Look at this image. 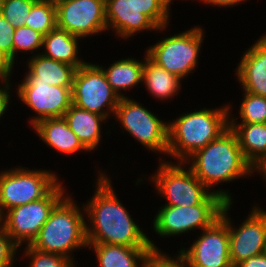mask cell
I'll list each match as a JSON object with an SVG mask.
<instances>
[{"label":"cell","instance_id":"cell-1","mask_svg":"<svg viewBox=\"0 0 266 267\" xmlns=\"http://www.w3.org/2000/svg\"><path fill=\"white\" fill-rule=\"evenodd\" d=\"M98 176L94 196L82 206L90 222V227L86 223L87 243L159 249L131 218L106 174Z\"/></svg>","mask_w":266,"mask_h":267},{"label":"cell","instance_id":"cell-2","mask_svg":"<svg viewBox=\"0 0 266 267\" xmlns=\"http://www.w3.org/2000/svg\"><path fill=\"white\" fill-rule=\"evenodd\" d=\"M184 163H191L189 168L208 189L255 172L230 127L217 139L190 155Z\"/></svg>","mask_w":266,"mask_h":267},{"label":"cell","instance_id":"cell-3","mask_svg":"<svg viewBox=\"0 0 266 267\" xmlns=\"http://www.w3.org/2000/svg\"><path fill=\"white\" fill-rule=\"evenodd\" d=\"M231 107L229 104L218 109L203 108L169 121L167 155L185 162L194 152L217 139L229 128Z\"/></svg>","mask_w":266,"mask_h":267},{"label":"cell","instance_id":"cell-4","mask_svg":"<svg viewBox=\"0 0 266 267\" xmlns=\"http://www.w3.org/2000/svg\"><path fill=\"white\" fill-rule=\"evenodd\" d=\"M64 196L50 212L31 246L36 250L59 254L73 260V250L88 247L86 220L71 196Z\"/></svg>","mask_w":266,"mask_h":267},{"label":"cell","instance_id":"cell-5","mask_svg":"<svg viewBox=\"0 0 266 267\" xmlns=\"http://www.w3.org/2000/svg\"><path fill=\"white\" fill-rule=\"evenodd\" d=\"M157 173L152 177L156 191L171 206H192L201 204L212 192L221 196L226 202H233L226 190H210L194 175L185 163L166 162L162 160Z\"/></svg>","mask_w":266,"mask_h":267},{"label":"cell","instance_id":"cell-6","mask_svg":"<svg viewBox=\"0 0 266 267\" xmlns=\"http://www.w3.org/2000/svg\"><path fill=\"white\" fill-rule=\"evenodd\" d=\"M226 201L211 193L201 204L192 206L164 205L155 214L153 230L163 237L181 235L194 229L210 227L220 218Z\"/></svg>","mask_w":266,"mask_h":267},{"label":"cell","instance_id":"cell-7","mask_svg":"<svg viewBox=\"0 0 266 267\" xmlns=\"http://www.w3.org/2000/svg\"><path fill=\"white\" fill-rule=\"evenodd\" d=\"M60 180L50 170L11 168L0 173V217L13 207L45 197Z\"/></svg>","mask_w":266,"mask_h":267},{"label":"cell","instance_id":"cell-8","mask_svg":"<svg viewBox=\"0 0 266 267\" xmlns=\"http://www.w3.org/2000/svg\"><path fill=\"white\" fill-rule=\"evenodd\" d=\"M204 31L194 27L185 32L162 38L145 51L148 57L169 73L184 79L197 66Z\"/></svg>","mask_w":266,"mask_h":267},{"label":"cell","instance_id":"cell-9","mask_svg":"<svg viewBox=\"0 0 266 267\" xmlns=\"http://www.w3.org/2000/svg\"><path fill=\"white\" fill-rule=\"evenodd\" d=\"M64 194L60 181L45 197L7 210L0 217V225L19 247L25 241L27 245H31Z\"/></svg>","mask_w":266,"mask_h":267},{"label":"cell","instance_id":"cell-10","mask_svg":"<svg viewBox=\"0 0 266 267\" xmlns=\"http://www.w3.org/2000/svg\"><path fill=\"white\" fill-rule=\"evenodd\" d=\"M71 93L73 105L106 118L115 114L121 98L108 83L102 68L88 62L76 69Z\"/></svg>","mask_w":266,"mask_h":267},{"label":"cell","instance_id":"cell-11","mask_svg":"<svg viewBox=\"0 0 266 267\" xmlns=\"http://www.w3.org/2000/svg\"><path fill=\"white\" fill-rule=\"evenodd\" d=\"M114 117L146 149L167 154L168 122H163L142 104L127 96L120 98Z\"/></svg>","mask_w":266,"mask_h":267},{"label":"cell","instance_id":"cell-12","mask_svg":"<svg viewBox=\"0 0 266 267\" xmlns=\"http://www.w3.org/2000/svg\"><path fill=\"white\" fill-rule=\"evenodd\" d=\"M55 5L59 29L80 38L108 31L105 0H62Z\"/></svg>","mask_w":266,"mask_h":267},{"label":"cell","instance_id":"cell-13","mask_svg":"<svg viewBox=\"0 0 266 267\" xmlns=\"http://www.w3.org/2000/svg\"><path fill=\"white\" fill-rule=\"evenodd\" d=\"M231 205L232 202H226L221 217L228 223L231 264L237 265L243 260L262 254L266 235V212L255 206L247 219L239 227H235L227 216Z\"/></svg>","mask_w":266,"mask_h":267},{"label":"cell","instance_id":"cell-14","mask_svg":"<svg viewBox=\"0 0 266 267\" xmlns=\"http://www.w3.org/2000/svg\"><path fill=\"white\" fill-rule=\"evenodd\" d=\"M180 252L192 267H230L228 223L220 216L202 230V235L189 248H182Z\"/></svg>","mask_w":266,"mask_h":267},{"label":"cell","instance_id":"cell-15","mask_svg":"<svg viewBox=\"0 0 266 267\" xmlns=\"http://www.w3.org/2000/svg\"><path fill=\"white\" fill-rule=\"evenodd\" d=\"M72 87H59L44 83H21L18 98L38 116L31 118L30 125L45 118L64 117L72 104Z\"/></svg>","mask_w":266,"mask_h":267},{"label":"cell","instance_id":"cell-16","mask_svg":"<svg viewBox=\"0 0 266 267\" xmlns=\"http://www.w3.org/2000/svg\"><path fill=\"white\" fill-rule=\"evenodd\" d=\"M107 28H113L119 37H129L144 30L162 31L146 15L139 13L132 0H105Z\"/></svg>","mask_w":266,"mask_h":267},{"label":"cell","instance_id":"cell-17","mask_svg":"<svg viewBox=\"0 0 266 267\" xmlns=\"http://www.w3.org/2000/svg\"><path fill=\"white\" fill-rule=\"evenodd\" d=\"M236 68L243 91L266 97V44L261 39L248 48Z\"/></svg>","mask_w":266,"mask_h":267},{"label":"cell","instance_id":"cell-18","mask_svg":"<svg viewBox=\"0 0 266 267\" xmlns=\"http://www.w3.org/2000/svg\"><path fill=\"white\" fill-rule=\"evenodd\" d=\"M29 71L21 83H44L59 87H72L76 68L64 62L49 59L41 53L27 62Z\"/></svg>","mask_w":266,"mask_h":267},{"label":"cell","instance_id":"cell-19","mask_svg":"<svg viewBox=\"0 0 266 267\" xmlns=\"http://www.w3.org/2000/svg\"><path fill=\"white\" fill-rule=\"evenodd\" d=\"M32 127L46 145L61 154L72 155L81 150L90 152L70 129L64 117L45 118Z\"/></svg>","mask_w":266,"mask_h":267},{"label":"cell","instance_id":"cell-20","mask_svg":"<svg viewBox=\"0 0 266 267\" xmlns=\"http://www.w3.org/2000/svg\"><path fill=\"white\" fill-rule=\"evenodd\" d=\"M88 247L94 249L99 267H150L151 247L103 243H88Z\"/></svg>","mask_w":266,"mask_h":267},{"label":"cell","instance_id":"cell-21","mask_svg":"<svg viewBox=\"0 0 266 267\" xmlns=\"http://www.w3.org/2000/svg\"><path fill=\"white\" fill-rule=\"evenodd\" d=\"M229 118V127L236 134L246 160L255 168L266 158V123L239 124Z\"/></svg>","mask_w":266,"mask_h":267},{"label":"cell","instance_id":"cell-22","mask_svg":"<svg viewBox=\"0 0 266 267\" xmlns=\"http://www.w3.org/2000/svg\"><path fill=\"white\" fill-rule=\"evenodd\" d=\"M64 118L73 133L89 151H93L99 146L102 137L101 124L106 122V117L71 104L65 112Z\"/></svg>","mask_w":266,"mask_h":267},{"label":"cell","instance_id":"cell-23","mask_svg":"<svg viewBox=\"0 0 266 267\" xmlns=\"http://www.w3.org/2000/svg\"><path fill=\"white\" fill-rule=\"evenodd\" d=\"M79 39L81 38L56 27L43 36L42 48H45V50L42 55L49 59L67 63L78 69L86 63L77 56Z\"/></svg>","mask_w":266,"mask_h":267},{"label":"cell","instance_id":"cell-24","mask_svg":"<svg viewBox=\"0 0 266 267\" xmlns=\"http://www.w3.org/2000/svg\"><path fill=\"white\" fill-rule=\"evenodd\" d=\"M181 81L177 76L153 62L146 52L142 82H144L150 94L160 100L172 98L178 94Z\"/></svg>","mask_w":266,"mask_h":267},{"label":"cell","instance_id":"cell-25","mask_svg":"<svg viewBox=\"0 0 266 267\" xmlns=\"http://www.w3.org/2000/svg\"><path fill=\"white\" fill-rule=\"evenodd\" d=\"M144 61L133 58L118 60L111 64L107 69L100 65L108 83L112 89L119 95L125 97L121 90H127L135 87L139 83H143V65Z\"/></svg>","mask_w":266,"mask_h":267},{"label":"cell","instance_id":"cell-26","mask_svg":"<svg viewBox=\"0 0 266 267\" xmlns=\"http://www.w3.org/2000/svg\"><path fill=\"white\" fill-rule=\"evenodd\" d=\"M26 26L43 36L57 27L56 5L52 2L36 1L28 16Z\"/></svg>","mask_w":266,"mask_h":267},{"label":"cell","instance_id":"cell-27","mask_svg":"<svg viewBox=\"0 0 266 267\" xmlns=\"http://www.w3.org/2000/svg\"><path fill=\"white\" fill-rule=\"evenodd\" d=\"M244 92L238 111L242 120L240 124L266 123V97Z\"/></svg>","mask_w":266,"mask_h":267},{"label":"cell","instance_id":"cell-28","mask_svg":"<svg viewBox=\"0 0 266 267\" xmlns=\"http://www.w3.org/2000/svg\"><path fill=\"white\" fill-rule=\"evenodd\" d=\"M172 0H132L139 13L146 15L158 28L169 24Z\"/></svg>","mask_w":266,"mask_h":267},{"label":"cell","instance_id":"cell-29","mask_svg":"<svg viewBox=\"0 0 266 267\" xmlns=\"http://www.w3.org/2000/svg\"><path fill=\"white\" fill-rule=\"evenodd\" d=\"M37 0H1L0 14L13 27L26 26L29 12Z\"/></svg>","mask_w":266,"mask_h":267},{"label":"cell","instance_id":"cell-30","mask_svg":"<svg viewBox=\"0 0 266 267\" xmlns=\"http://www.w3.org/2000/svg\"><path fill=\"white\" fill-rule=\"evenodd\" d=\"M43 47V35L30 27L15 28L13 38V62L18 51H38ZM38 49V50H37Z\"/></svg>","mask_w":266,"mask_h":267},{"label":"cell","instance_id":"cell-31","mask_svg":"<svg viewBox=\"0 0 266 267\" xmlns=\"http://www.w3.org/2000/svg\"><path fill=\"white\" fill-rule=\"evenodd\" d=\"M25 247V256L31 261L29 267H75L73 260L62 255L42 252L31 245Z\"/></svg>","mask_w":266,"mask_h":267},{"label":"cell","instance_id":"cell-32","mask_svg":"<svg viewBox=\"0 0 266 267\" xmlns=\"http://www.w3.org/2000/svg\"><path fill=\"white\" fill-rule=\"evenodd\" d=\"M18 248L20 247L0 225V267H13Z\"/></svg>","mask_w":266,"mask_h":267},{"label":"cell","instance_id":"cell-33","mask_svg":"<svg viewBox=\"0 0 266 267\" xmlns=\"http://www.w3.org/2000/svg\"><path fill=\"white\" fill-rule=\"evenodd\" d=\"M176 258L169 257L160 249L152 250L150 255V267H192L188 259L180 252Z\"/></svg>","mask_w":266,"mask_h":267},{"label":"cell","instance_id":"cell-34","mask_svg":"<svg viewBox=\"0 0 266 267\" xmlns=\"http://www.w3.org/2000/svg\"><path fill=\"white\" fill-rule=\"evenodd\" d=\"M13 28L7 20L0 14V51L13 61Z\"/></svg>","mask_w":266,"mask_h":267},{"label":"cell","instance_id":"cell-35","mask_svg":"<svg viewBox=\"0 0 266 267\" xmlns=\"http://www.w3.org/2000/svg\"><path fill=\"white\" fill-rule=\"evenodd\" d=\"M15 64L7 55L0 51V80L9 81Z\"/></svg>","mask_w":266,"mask_h":267},{"label":"cell","instance_id":"cell-36","mask_svg":"<svg viewBox=\"0 0 266 267\" xmlns=\"http://www.w3.org/2000/svg\"><path fill=\"white\" fill-rule=\"evenodd\" d=\"M2 82H3V85L1 86H4V87L1 88L0 86V119L5 113V111L7 110L9 103L11 102L10 93H9L10 88H11L9 84L11 83L9 81H2Z\"/></svg>","mask_w":266,"mask_h":267},{"label":"cell","instance_id":"cell-37","mask_svg":"<svg viewBox=\"0 0 266 267\" xmlns=\"http://www.w3.org/2000/svg\"><path fill=\"white\" fill-rule=\"evenodd\" d=\"M237 267H266V256L260 254L258 256L250 257L246 260H243Z\"/></svg>","mask_w":266,"mask_h":267},{"label":"cell","instance_id":"cell-38","mask_svg":"<svg viewBox=\"0 0 266 267\" xmlns=\"http://www.w3.org/2000/svg\"><path fill=\"white\" fill-rule=\"evenodd\" d=\"M201 1L210 4L212 6L231 7L238 5L241 2L243 3L245 0H201Z\"/></svg>","mask_w":266,"mask_h":267},{"label":"cell","instance_id":"cell-39","mask_svg":"<svg viewBox=\"0 0 266 267\" xmlns=\"http://www.w3.org/2000/svg\"><path fill=\"white\" fill-rule=\"evenodd\" d=\"M254 171H258L259 174L262 173L261 176H264L263 178L266 180V158L254 168Z\"/></svg>","mask_w":266,"mask_h":267},{"label":"cell","instance_id":"cell-40","mask_svg":"<svg viewBox=\"0 0 266 267\" xmlns=\"http://www.w3.org/2000/svg\"><path fill=\"white\" fill-rule=\"evenodd\" d=\"M37 1L52 2V3L56 4L62 0H37Z\"/></svg>","mask_w":266,"mask_h":267},{"label":"cell","instance_id":"cell-41","mask_svg":"<svg viewBox=\"0 0 266 267\" xmlns=\"http://www.w3.org/2000/svg\"><path fill=\"white\" fill-rule=\"evenodd\" d=\"M262 254L266 256V235H265V240H264V246H263V251Z\"/></svg>","mask_w":266,"mask_h":267},{"label":"cell","instance_id":"cell-42","mask_svg":"<svg viewBox=\"0 0 266 267\" xmlns=\"http://www.w3.org/2000/svg\"><path fill=\"white\" fill-rule=\"evenodd\" d=\"M260 39L266 44V34L260 37Z\"/></svg>","mask_w":266,"mask_h":267}]
</instances>
